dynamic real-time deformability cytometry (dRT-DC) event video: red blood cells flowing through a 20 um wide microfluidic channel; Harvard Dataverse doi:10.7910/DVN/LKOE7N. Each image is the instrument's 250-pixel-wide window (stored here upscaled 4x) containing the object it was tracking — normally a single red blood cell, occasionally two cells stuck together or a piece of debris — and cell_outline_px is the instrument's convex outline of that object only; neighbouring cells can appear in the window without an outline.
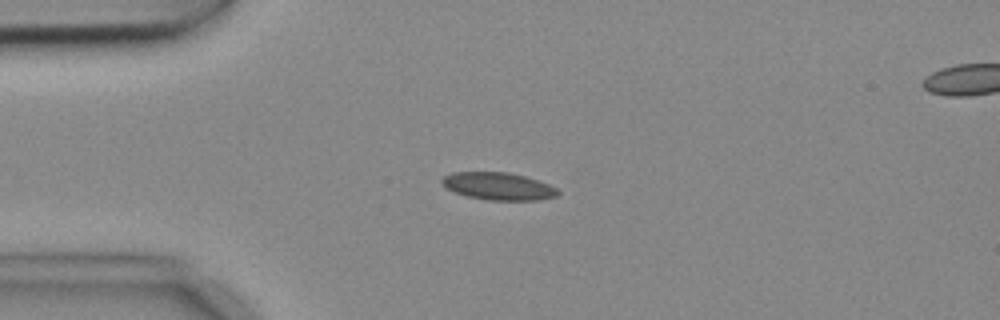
{"species": "common noctule bat (a hibernating species)", "species_latin": "Nyctalus noctula", "temperature_condition": "cold", "stored_images_in_passage": 5, "camera_frame_rate_fps": 3000, "um_per_image_px": 0.085, "animal": {"sex": "female", "body_mass_g": 18.4}, "frame": {"image": 1, "passage_image": 1, "time_ms": 0.0, "image_size_px": [1000, 320], "cell_outline_px": [[560, 192], [556, 196], [536, 200], [488, 200], [468, 196], [444, 188], [440, 184], [440, 180], [444, 176], [452, 172], [508, 172], [524, 176], [548, 184], [556, 188]], "centroid_in_image_um": [42.3, 15.82], "position_along_channel_um": 42.7, "area_um2": 18.5}}
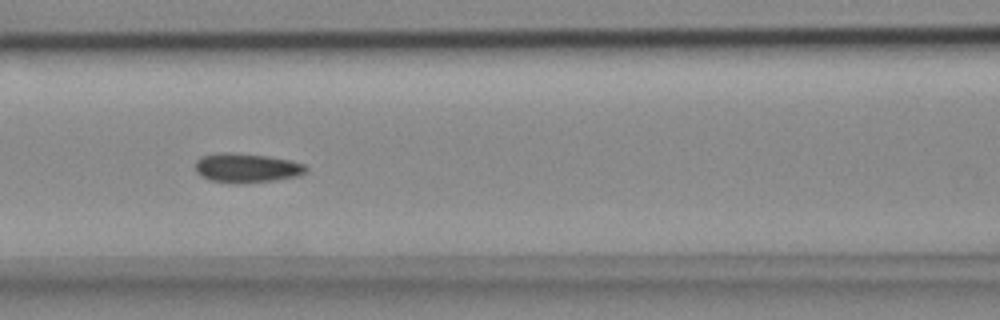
{"frame": {"image": 2, "passage_image": 4, "time_ms": 1.0, "image_size_px": [1000, 320], "cell_outline_px": [[308, 172], [296, 176], [272, 180], [236, 184], [212, 180], [200, 176], [196, 172], [196, 160], [200, 156], [224, 152], [232, 152], [268, 156], [292, 160], [304, 164], [308, 168]], "centroid_in_image_um": [20.96, 14.26], "position_along_channel_um": 145.6, "area_um2": 18.96}}
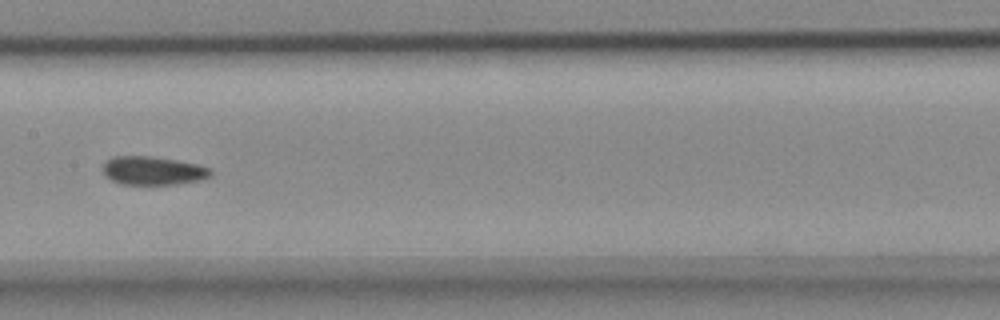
{"frame": {"image": 3, "passage_image": 5, "time_ms": 1.333, "image_size_px": [1000, 320], "cell_outline_px": [[212, 176], [200, 180], [176, 184], [124, 184], [112, 180], [100, 168], [104, 160], [112, 156], [152, 156], [176, 160], [196, 164], [208, 168], [212, 172]], "centroid_in_image_um": [12.96, 14.49], "position_along_channel_um": 194.4, "area_um2": 17.92}}